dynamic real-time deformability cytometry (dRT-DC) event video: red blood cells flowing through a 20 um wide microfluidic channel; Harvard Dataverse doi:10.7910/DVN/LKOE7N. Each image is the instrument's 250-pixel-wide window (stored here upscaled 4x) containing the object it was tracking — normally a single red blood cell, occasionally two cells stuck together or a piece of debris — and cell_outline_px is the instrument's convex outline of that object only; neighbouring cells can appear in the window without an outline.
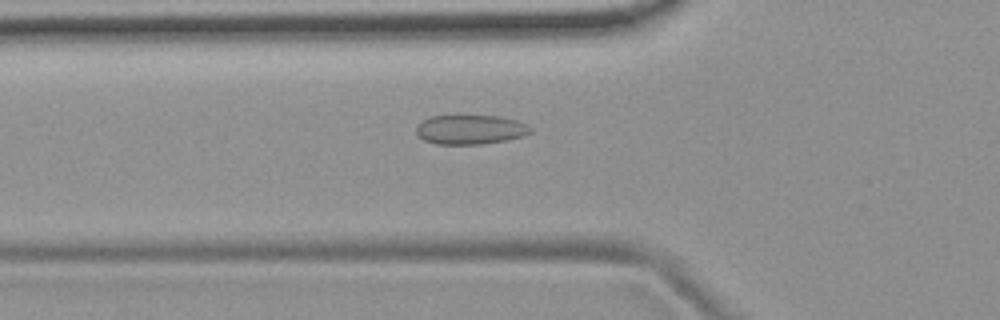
{"species": "common noctule bat (a hibernating species)", "species_latin": "Nyctalus noctula", "temperature_condition": "room temperature", "stored_images_in_passage": 52, "camera_frame_rate_fps": 3000, "um_per_image_px": 0.085, "animal": {"sex": "female", "body_mass_g": 19.9}, "frame": {"image": 1, "passage_image": 18, "time_ms": 5.667, "image_size_px": [1000, 320], "cell_outline_px": [[532, 132], [508, 140], [484, 144], [436, 144], [424, 140], [416, 132], [416, 124], [432, 116], [456, 112], [460, 112], [500, 116], [516, 120], [528, 124], [532, 128]], "centroid_in_image_um": [39.96, 10.95], "position_along_channel_um": 85.8, "area_um2": 20.63}}
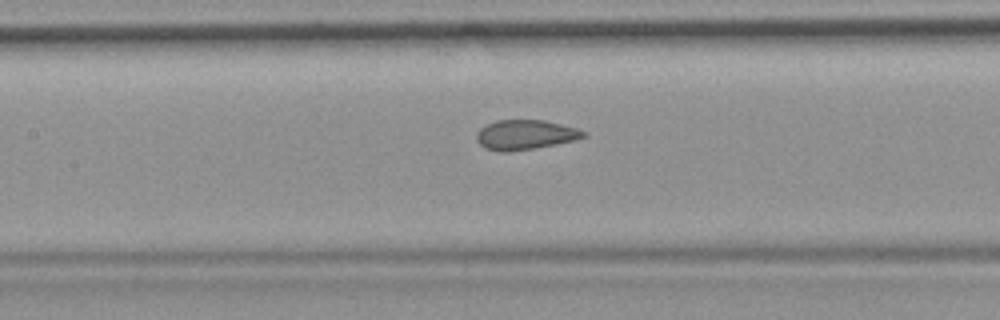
{"frame": {"image": 2, "passage_image": 24, "time_ms": 7.667, "image_size_px": [1000, 320], "cell_outline_px": [[588, 136], [576, 140], [556, 144], [508, 152], [500, 152], [484, 148], [476, 140], [476, 132], [480, 128], [496, 120], [544, 120], [576, 128], [588, 132]], "centroid_in_image_um": [44.65, 11.46], "position_along_channel_um": 162.8, "area_um2": 18.61}}
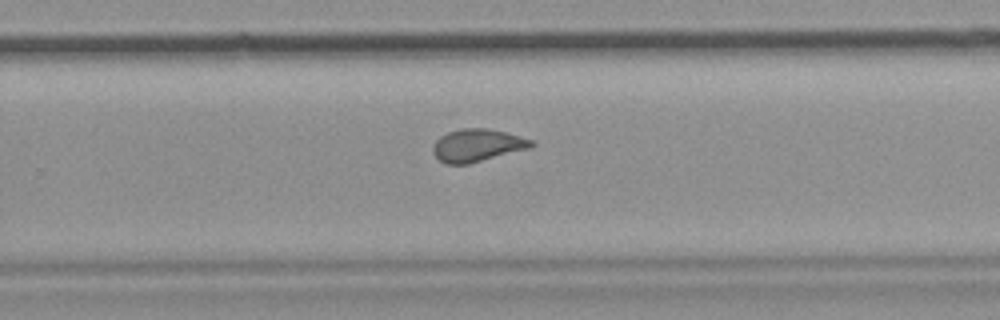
{"frame": {"image": 3, "passage_image": 34, "time_ms": 11.0, "image_size_px": [1000, 320], "cell_outline_px": [[536, 144], [532, 148], [468, 164], [444, 164], [432, 152], [432, 148], [436, 140], [440, 136], [448, 132], [464, 128], [488, 128], [504, 132], [532, 140]], "centroid_in_image_um": [40.57, 12.36], "position_along_channel_um": 289.2, "area_um2": 18.73}, "authors_computed_cell_mechanics": {"area_um2": 19.2185, "velocity_mm_per_s": 3.8161, "shape_relaxation_time_tau1_ms": null, "shape_relaxation_time_tau2_ms": 0.8272, "deformation_change_tau1": null, "deformation_change_tau2": 0.0793}}